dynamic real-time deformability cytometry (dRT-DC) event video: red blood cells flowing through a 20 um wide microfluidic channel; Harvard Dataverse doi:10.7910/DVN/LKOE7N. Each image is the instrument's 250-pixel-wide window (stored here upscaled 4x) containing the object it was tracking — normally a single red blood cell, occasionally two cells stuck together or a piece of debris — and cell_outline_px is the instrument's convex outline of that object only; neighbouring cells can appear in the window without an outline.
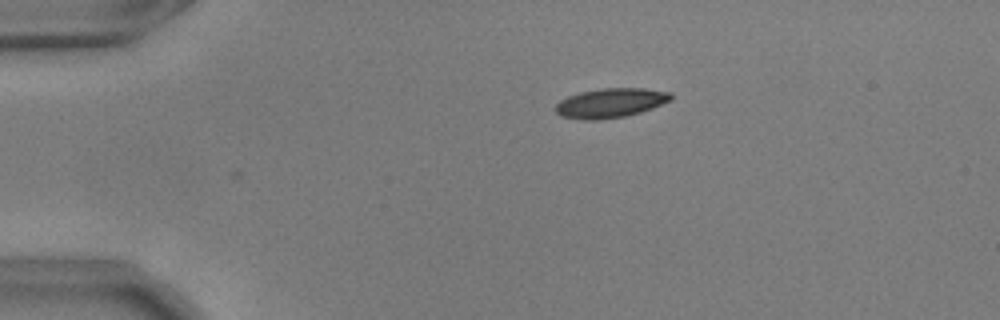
{"species": "common noctule bat (a hibernating species)", "species_latin": "Nyctalus noctula", "temperature_condition": "warm", "stored_images_in_passage": 2, "camera_frame_rate_fps": 3000, "um_per_image_px": 0.085, "animal": {"sex": "male", "body_mass_g": 17.9, "forearm_length_mm": 54.2}, "frame": {"image": 1, "passage_image": 2, "time_ms": 0.333, "image_size_px": [1000, 320], "cell_outline_px": [[672, 100], [652, 108], [640, 112], [624, 116], [596, 120], [584, 120], [560, 116], [556, 112], [556, 104], [560, 100], [568, 96], [580, 92], [604, 88], [644, 88], [668, 92], [672, 96]], "centroid_in_image_um": [51.88, 8.75], "position_along_channel_um": 33.1, "area_um2": 19.65}}